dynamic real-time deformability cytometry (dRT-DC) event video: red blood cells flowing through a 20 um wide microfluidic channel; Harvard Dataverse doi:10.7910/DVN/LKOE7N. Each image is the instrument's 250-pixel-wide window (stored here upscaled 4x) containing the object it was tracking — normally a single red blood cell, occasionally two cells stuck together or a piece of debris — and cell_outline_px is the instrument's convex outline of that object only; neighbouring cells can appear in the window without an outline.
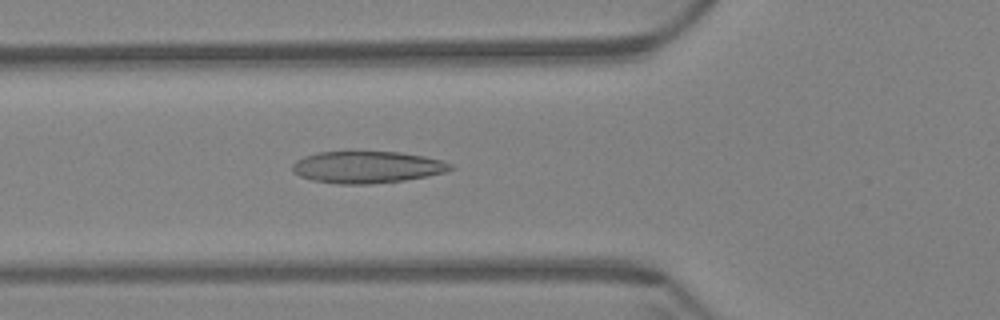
{"species": "Egyptian fruit bat (a non-hibernating species)", "species_latin": "Rousettus aegyptiacus", "temperature_condition": "warm", "stored_images_in_passage": 60, "camera_frame_rate_fps": 3000, "um_per_image_px": 0.085, "animal": {"sex": "female"}, "frame": {"image": 1, "passage_image": 22, "time_ms": 7.0, "image_size_px": [1000, 320], "cell_outline_px": [[456, 168], [444, 172], [428, 176], [404, 180], [368, 184], [336, 184], [312, 180], [300, 176], [292, 172], [292, 164], [296, 160], [304, 156], [316, 152], [400, 152], [424, 156], [440, 160], [452, 164]], "centroid_in_image_um": [31.18, 14.21], "position_along_channel_um": 94.6, "area_um2": 29.42}}
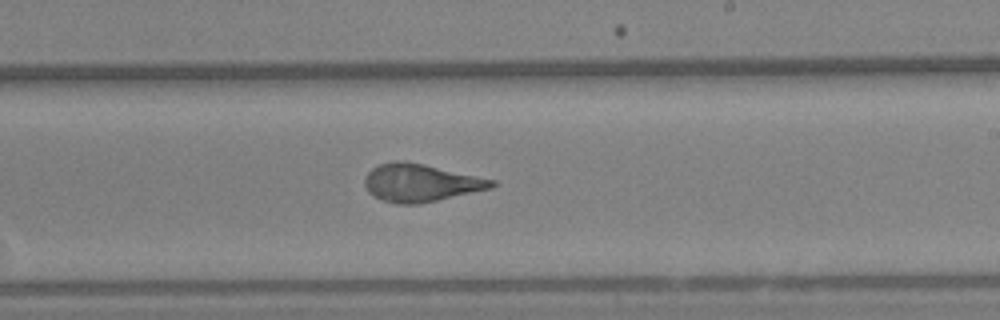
{"frame": {"image": 2, "passage_image": 36, "time_ms": 11.667, "image_size_px": [1000, 320], "cell_outline_px": [[496, 184], [492, 188], [436, 200], [416, 204], [396, 204], [384, 200], [368, 192], [364, 184], [364, 180], [368, 172], [372, 168], [380, 164], [396, 160], [400, 160], [424, 164], [496, 180]], "centroid_in_image_um": [35.75, 15.53], "position_along_channel_um": 253.3, "area_um2": 27.63}}
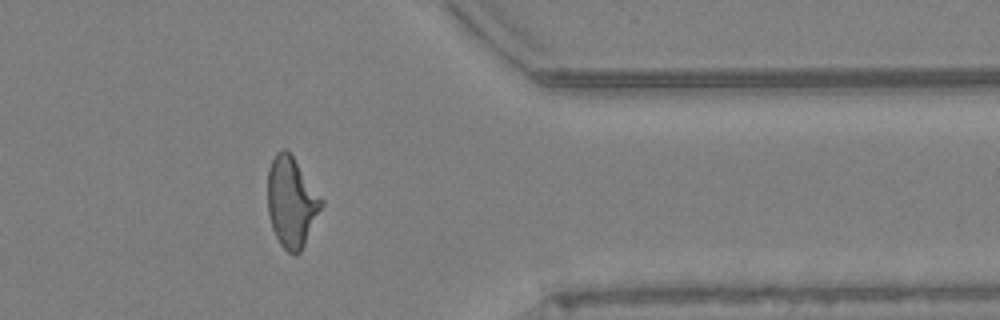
{"frame": {"image": 3, "passage_image": 49, "time_ms": 16.0, "image_size_px": [1000, 320], "cell_outline_px": [[324, 204], [300, 252], [288, 252], [280, 244], [272, 228], [268, 212], [268, 168], [276, 152], [280, 148], [284, 148], [292, 156], [324, 200]], "centroid_in_image_um": [24.77, 17.15], "position_along_channel_um": 386.6, "area_um2": 27.92}, "authors_computed_cell_mechanics": {"area_um2": 28.1197, "velocity_mm_per_s": 3.4078, "shape_relaxation_time_tau1_ms": 10.9809, "shape_relaxation_time_tau2_ms": 1.3425, "deformation_change_tau1": 0.2888, "deformation_change_tau2": 0.0924}}